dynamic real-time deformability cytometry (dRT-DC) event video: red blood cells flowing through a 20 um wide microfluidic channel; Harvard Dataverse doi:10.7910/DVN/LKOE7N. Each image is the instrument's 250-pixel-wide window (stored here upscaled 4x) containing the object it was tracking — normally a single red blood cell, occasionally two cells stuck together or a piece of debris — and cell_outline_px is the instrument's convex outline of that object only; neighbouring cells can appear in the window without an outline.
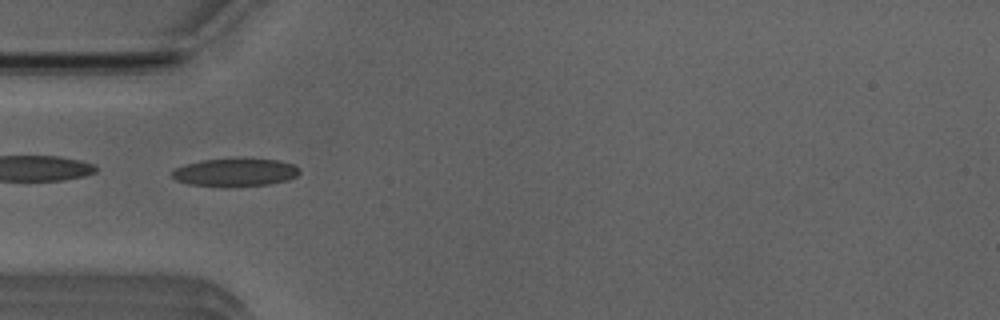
{"species": "Egyptian fruit bat (a non-hibernating species)", "species_latin": "Rousettus aegyptiacus", "temperature_condition": "room temperature", "stored_images_in_passage": 52, "camera_frame_rate_fps": 3000, "um_per_image_px": 0.085, "animal": {"sex": "male"}, "frame": {"image": 1, "passage_image": 16, "time_ms": 5.0, "image_size_px": [1000, 320], "cell_outline_px": [[300, 172], [296, 176], [288, 180], [268, 184], [220, 188], [188, 184], [176, 180], [172, 176], [172, 172], [176, 168], [184, 164], [200, 160], [276, 160], [292, 164], [300, 168]], "centroid_in_image_um": [19.95, 14.69], "position_along_channel_um": 65.1, "area_um2": 20.63}}
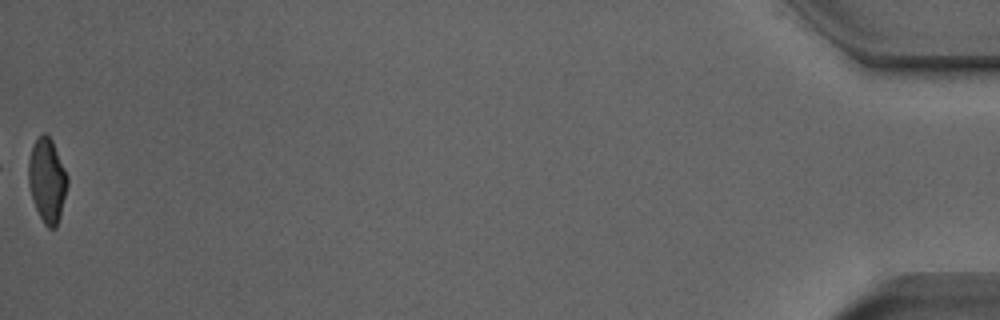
{"frame": {"image": 2, "passage_image": 52, "time_ms": 17.0, "image_size_px": [1000, 320], "cell_outline_px": [[68, 184], [60, 216], [56, 228], [48, 228], [44, 224], [36, 208], [28, 184], [28, 160], [32, 148], [36, 140], [44, 132], [52, 140], [68, 176]], "centroid_in_image_um": [4.01, 15.34], "position_along_channel_um": 431.2, "area_um2": 18.9}, "authors_computed_cell_mechanics": {"area_um2": 20.0277, "velocity_mm_per_s": 3.945, "shape_relaxation_time_tau1_ms": 4.7239, "shape_relaxation_time_tau2_ms": 1.2531, "deformation_change_tau1": 0.1728, "deformation_change_tau2": 0.0721}}